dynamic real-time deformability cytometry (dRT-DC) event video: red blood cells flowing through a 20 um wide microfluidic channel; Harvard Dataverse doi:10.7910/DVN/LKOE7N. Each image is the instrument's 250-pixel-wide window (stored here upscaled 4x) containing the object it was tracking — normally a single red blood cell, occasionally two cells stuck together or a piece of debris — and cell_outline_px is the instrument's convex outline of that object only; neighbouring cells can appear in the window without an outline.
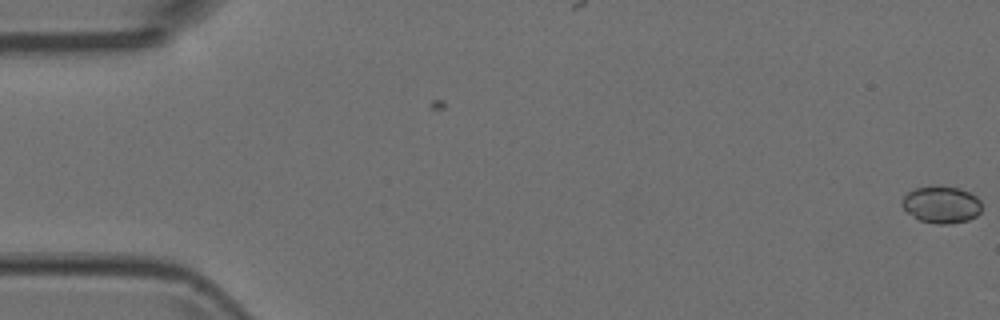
{"species": "Egyptian fruit bat (a non-hibernating species)", "species_latin": "Rousettus aegyptiacus", "temperature_condition": "room temperature", "stored_images_in_passage": 6, "camera_frame_rate_fps": 3000, "um_per_image_px": 0.085, "animal": {"sex": "female"}, "frame": {"image": 1, "passage_image": 1, "time_ms": 0.0, "image_size_px": [1000, 320], "cell_outline_px": [[980, 212], [976, 216], [968, 220], [948, 224], [940, 224], [920, 220], [912, 216], [900, 204], [904, 196], [908, 192], [916, 188], [960, 188], [976, 196], [980, 200]], "centroid_in_image_um": [80.02, 17.42], "position_along_channel_um": 5.0, "area_um2": 16.65}}
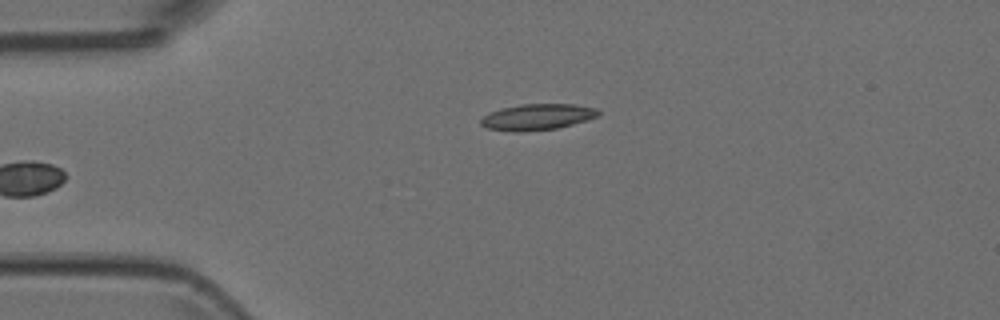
{"frame": {"image": 2, "passage_image": 6, "time_ms": 1.667, "image_size_px": [1000, 320], "cell_outline_px": [[600, 116], [588, 120], [556, 128], [520, 132], [512, 132], [488, 128], [480, 124], [480, 120], [488, 112], [520, 104], [576, 104], [596, 108], [600, 112]], "centroid_in_image_um": [45.69, 9.94], "position_along_channel_um": 39.3, "area_um2": 17.92}}